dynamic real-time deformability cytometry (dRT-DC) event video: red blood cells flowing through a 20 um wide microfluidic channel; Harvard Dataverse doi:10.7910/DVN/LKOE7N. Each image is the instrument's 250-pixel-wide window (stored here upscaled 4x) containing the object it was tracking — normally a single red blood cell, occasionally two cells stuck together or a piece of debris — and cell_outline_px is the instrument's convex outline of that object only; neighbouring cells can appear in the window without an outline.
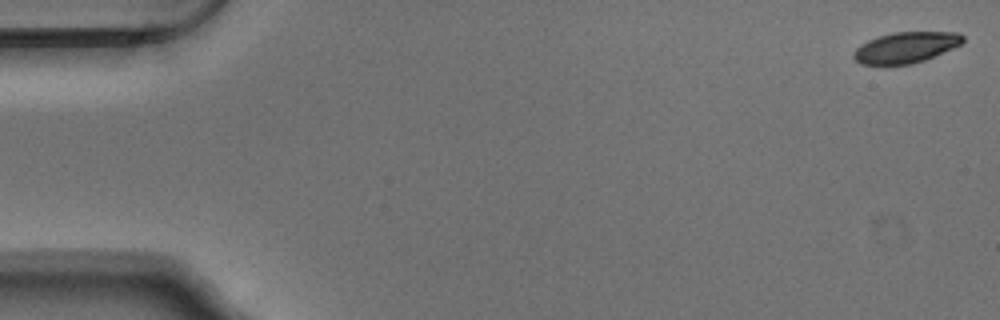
{"species": "Egyptian fruit bat (a non-hibernating species)", "species_latin": "Rousettus aegyptiacus", "temperature_condition": "warm", "stored_images_in_passage": 54, "camera_frame_rate_fps": 3000, "um_per_image_px": 0.085, "animal": {"sex": "male"}, "frame": {"image": 1, "passage_image": 1, "time_ms": 0.0, "image_size_px": [1000, 320], "cell_outline_px": [[964, 40], [960, 44], [952, 48], [924, 60], [912, 64], [884, 68], [860, 64], [852, 56], [852, 52], [860, 44], [868, 40], [892, 32], [960, 32], [964, 36]], "centroid_in_image_um": [76.91, 4.08], "position_along_channel_um": 8.1, "area_um2": 20.29}}
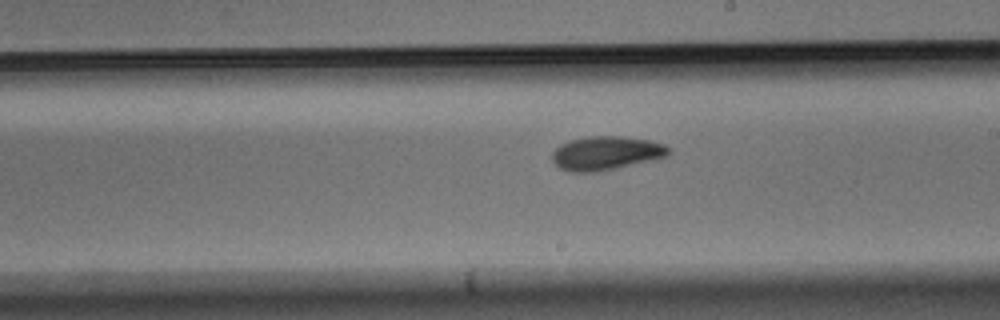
{"frame": {"image": 2, "passage_image": 31, "time_ms": 10.0, "image_size_px": [1000, 320], "cell_outline_px": [[672, 148], [668, 156], [652, 160], [592, 172], [572, 172], [560, 168], [552, 160], [552, 152], [560, 144], [572, 140], [588, 136], [620, 136], [648, 140], [664, 144]], "centroid_in_image_um": [51.52, 13.0], "position_along_channel_um": 237.5, "area_um2": 22.66}}
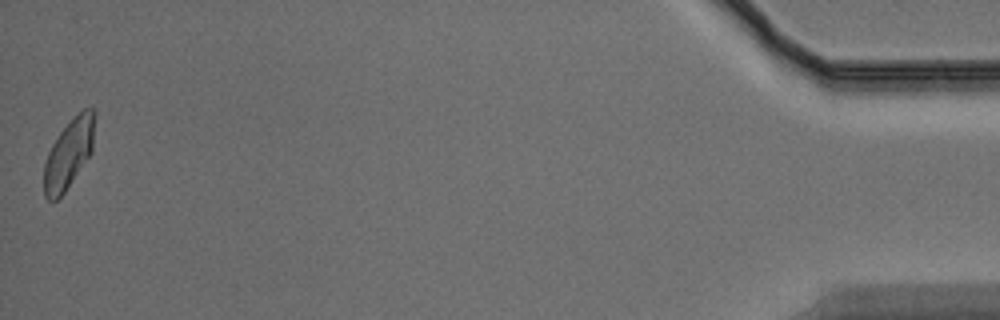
{"frame": {"image": 3, "passage_image": 54, "time_ms": 17.667, "image_size_px": [1000, 320], "cell_outline_px": [[96, 112], [92, 152], [64, 192], [56, 200], [48, 200], [44, 196], [44, 164], [48, 152], [52, 144], [60, 132], [84, 108], [92, 108]], "centroid_in_image_um": [5.85, 13.06], "position_along_channel_um": 429.3, "area_um2": 20.17}, "authors_computed_cell_mechanics": {"area_um2": 21.5883, "velocity_mm_per_s": 3.7186, "shape_relaxation_time_tau1_ms": 3.5507, "shape_relaxation_time_tau2_ms": 4.5499, "deformation_change_tau1": 0.1337, "deformation_change_tau2": 0.0933}}